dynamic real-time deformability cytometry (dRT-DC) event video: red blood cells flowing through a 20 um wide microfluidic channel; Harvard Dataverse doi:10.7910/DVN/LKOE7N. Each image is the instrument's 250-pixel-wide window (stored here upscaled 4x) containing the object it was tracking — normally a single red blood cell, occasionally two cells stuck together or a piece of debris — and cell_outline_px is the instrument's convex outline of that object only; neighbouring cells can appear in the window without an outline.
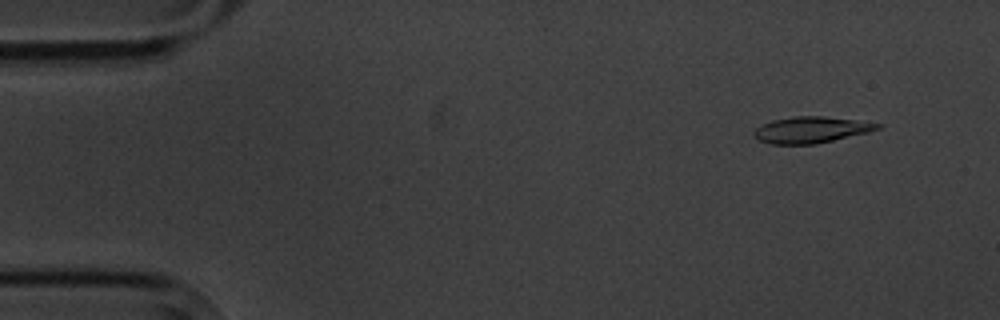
{"species": "common noctule bat (a hibernating species)", "species_latin": "Nyctalus noctula", "temperature_condition": "cold", "stored_images_in_passage": 5, "camera_frame_rate_fps": 3000, "um_per_image_px": 0.085, "animal": {"sex": "male", "body_mass_g": 20.1, "forearm_length_mm": 53.5}, "frame": {"image": 1, "passage_image": 2, "time_ms": 1.333, "image_size_px": [1000, 320], "cell_outline_px": [[884, 124], [880, 128], [868, 132], [816, 144], [768, 144], [760, 140], [752, 132], [756, 128], [772, 120], [792, 116], [824, 116], [856, 120]], "centroid_in_image_um": [68.95, 11.03], "position_along_channel_um": 16.1, "area_um2": 18.84}}
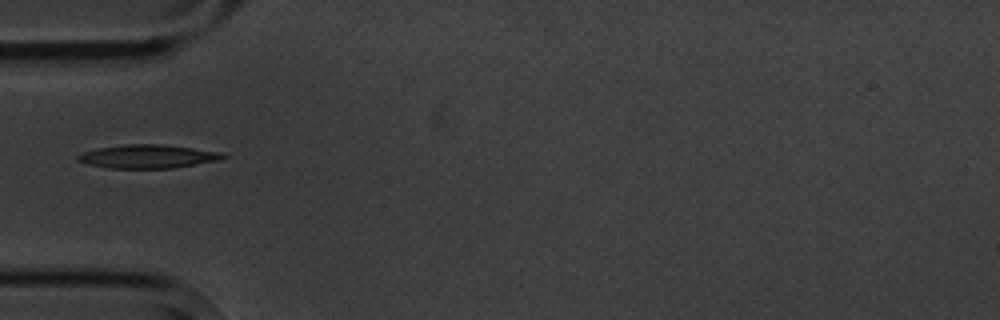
{"frame": {"image": 2, "passage_image": 5, "time_ms": 5.667, "image_size_px": [1000, 320], "cell_outline_px": [[228, 156], [220, 160], [172, 168], [108, 168], [88, 164], [76, 160], [76, 156], [84, 152], [100, 148], [124, 144], [160, 144], [224, 152]], "centroid_in_image_um": [12.59, 13.3], "position_along_channel_um": 72.4, "area_um2": 19.83}}